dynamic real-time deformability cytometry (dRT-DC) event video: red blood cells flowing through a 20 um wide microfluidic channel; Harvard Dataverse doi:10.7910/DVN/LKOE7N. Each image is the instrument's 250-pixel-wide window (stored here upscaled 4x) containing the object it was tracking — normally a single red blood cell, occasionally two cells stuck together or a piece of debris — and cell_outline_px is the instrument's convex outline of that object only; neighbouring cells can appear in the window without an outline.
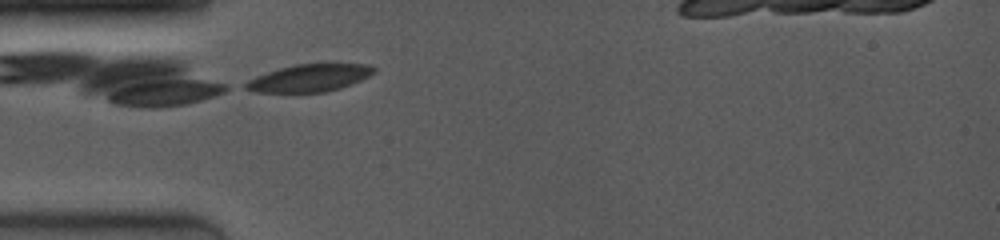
{"species": "common noctule bat (a hibernating species)", "species_latin": "Nyctalus noctula", "temperature_condition": "room temperature", "stored_images_in_passage": 5, "camera_frame_rate_fps": 4000, "um_per_image_px": 0.085, "animal": {"sex": "female", "body_mass_g": 19.0, "forearm_length_mm": 53.3}, "frame": {"image": 1, "passage_image": 1, "time_ms": 0.0, "image_size_px": [1000, 240], "cell_outline_px": [[376, 72], [360, 80], [340, 88], [324, 92], [256, 92], [244, 88], [240, 84], [256, 76], [280, 68], [296, 64], [368, 64], [376, 68]], "centroid_in_image_um": [26.27, 6.63], "position_along_channel_um": 58.7, "area_um2": 20.35}}